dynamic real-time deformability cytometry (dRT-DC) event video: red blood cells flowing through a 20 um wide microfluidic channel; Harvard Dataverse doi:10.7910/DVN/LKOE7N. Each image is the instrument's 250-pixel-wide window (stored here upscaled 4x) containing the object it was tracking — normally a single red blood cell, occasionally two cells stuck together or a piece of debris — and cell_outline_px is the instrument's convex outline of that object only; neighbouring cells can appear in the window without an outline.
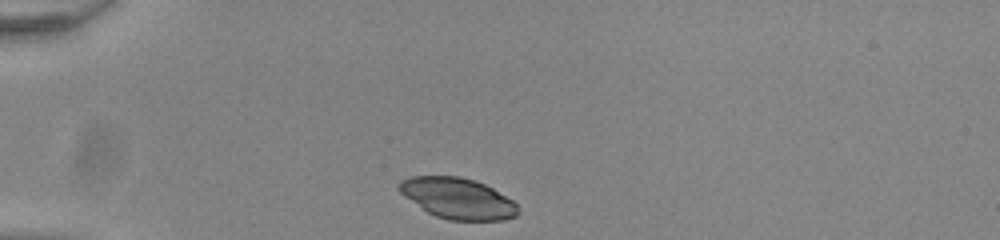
{"species": "common noctule bat (a hibernating species)", "species_latin": "Nyctalus noctula", "temperature_condition": "room temperature", "stored_images_in_passage": 33, "camera_frame_rate_fps": 3000, "um_per_image_px": 0.085, "animal": {"sex": "male", "body_mass_g": 20.0, "forearm_length_mm": 53.3}, "frame": {"image": 1, "passage_image": 1, "time_ms": 0.0, "image_size_px": [1000, 240], "cell_outline_px": [[520, 212], [516, 216], [504, 220], [448, 220], [436, 216], [428, 212], [404, 196], [396, 188], [396, 184], [400, 180], [412, 176], [460, 176], [476, 180], [492, 188], [512, 200], [516, 204]], "centroid_in_image_um": [38.89, 16.85], "position_along_channel_um": 46.1, "area_um2": 28.38}}